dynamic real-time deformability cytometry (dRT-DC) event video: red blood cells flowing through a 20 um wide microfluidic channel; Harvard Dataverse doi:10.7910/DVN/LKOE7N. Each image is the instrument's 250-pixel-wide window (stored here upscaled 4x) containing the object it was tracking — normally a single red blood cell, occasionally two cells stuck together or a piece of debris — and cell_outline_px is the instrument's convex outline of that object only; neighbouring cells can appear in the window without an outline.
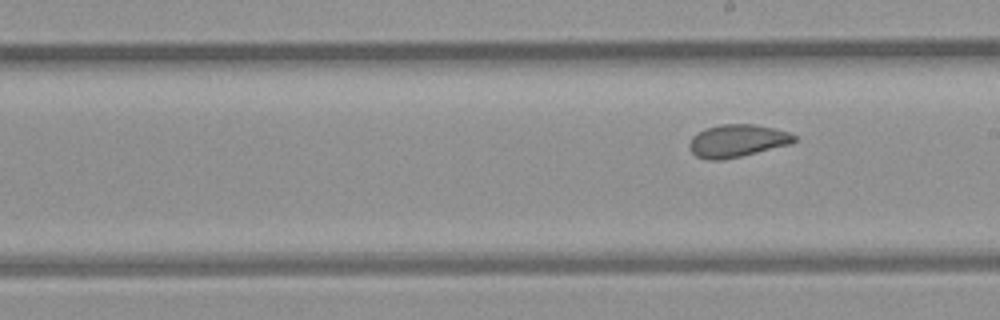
{"species": "common noctule bat (a hibernating species)", "species_latin": "Nyctalus noctula", "temperature_condition": "room temperature", "stored_images_in_passage": 9, "segment_of_instrument_passage": [2, 2], "camera_frame_rate_fps": 3000, "um_per_image_px": 0.085, "animal": {"sex": "female", "body_mass_g": 21.9}, "frame": {"image": 1, "passage_image": 9, "time_ms": 10.0, "image_size_px": [1000, 320], "cell_outline_px": [[796, 140], [792, 144], [740, 156], [720, 160], [708, 160], [696, 156], [688, 148], [688, 144], [692, 136], [704, 128], [720, 124], [756, 124], [788, 132], [796, 136]], "centroid_in_image_um": [62.63, 11.96], "position_along_channel_um": 226.4, "area_um2": 20.0}}